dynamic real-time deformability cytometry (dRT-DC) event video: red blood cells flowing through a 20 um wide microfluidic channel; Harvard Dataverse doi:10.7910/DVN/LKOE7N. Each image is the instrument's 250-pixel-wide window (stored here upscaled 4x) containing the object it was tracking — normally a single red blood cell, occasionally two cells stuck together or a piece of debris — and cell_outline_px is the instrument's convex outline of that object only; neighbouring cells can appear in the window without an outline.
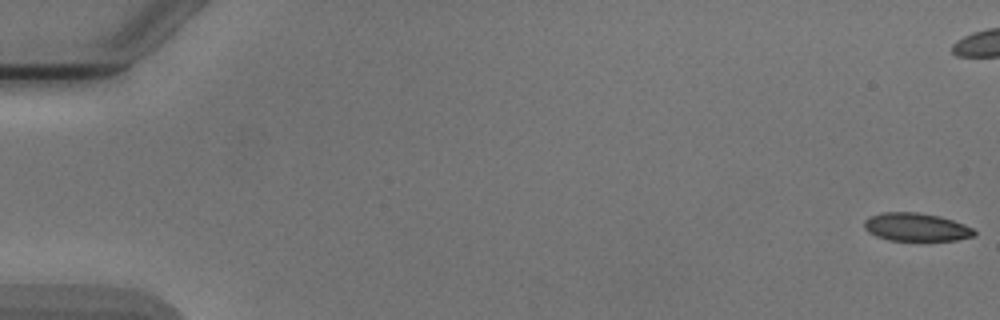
{"species": "Egyptian fruit bat (a non-hibernating species)", "species_latin": "Rousettus aegyptiacus", "temperature_condition": "cold", "stored_images_in_passage": 54, "camera_frame_rate_fps": 3000, "um_per_image_px": 0.085, "animal": {"sex": "male"}, "frame": {"image": 1, "passage_image": 1, "time_ms": 0.0, "image_size_px": [1000, 320], "cell_outline_px": [[976, 236], [956, 240], [888, 240], [876, 236], [868, 232], [864, 228], [864, 220], [868, 216], [884, 212], [916, 212], [940, 216], [964, 224], [972, 228], [976, 232]], "centroid_in_image_um": [77.86, 19.3], "position_along_channel_um": 7.1, "area_um2": 18.09}}
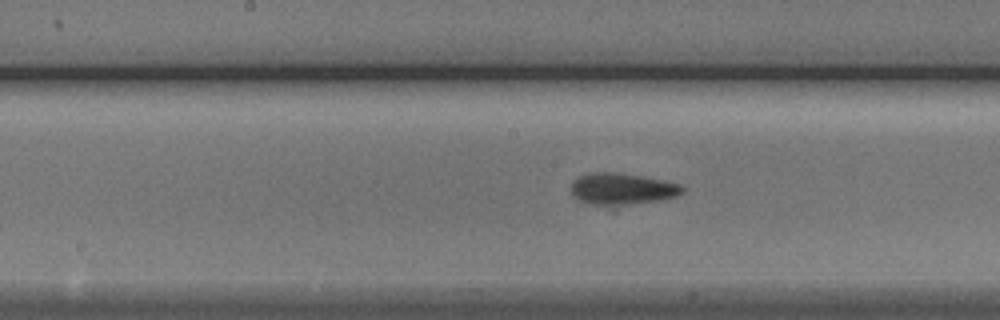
{"frame": {"image": 2, "passage_image": 28, "time_ms": 9.0, "image_size_px": [1000, 320], "cell_outline_px": [[684, 192], [676, 196], [656, 200], [632, 204], [588, 204], [572, 196], [572, 180], [580, 176], [592, 172], [616, 172], [664, 180], [680, 184], [684, 188]], "centroid_in_image_um": [52.86, 16.03], "position_along_channel_um": 195.3, "area_um2": 20.17}}
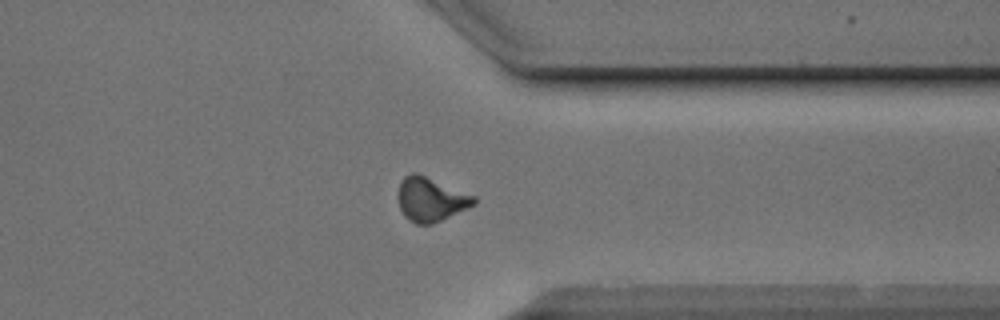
{"frame": {"image": 3, "passage_image": 42, "time_ms": 13.667, "image_size_px": [1000, 320], "cell_outline_px": [[476, 204], [468, 208], [432, 224], [416, 224], [408, 220], [404, 216], [400, 208], [400, 180], [404, 176], [412, 172], [416, 172], [476, 196]], "centroid_in_image_um": [36.63, 16.95], "position_along_channel_um": 374.8, "area_um2": 19.31}, "authors_computed_cell_mechanics": {"area_um2": 19.2474, "velocity_mm_per_s": 3.9003, "shape_relaxation_time_tau1_ms": 8.4713, "shape_relaxation_time_tau2_ms": 2.3627, "deformation_change_tau1": 0.163, "deformation_change_tau2": 0.0862}}